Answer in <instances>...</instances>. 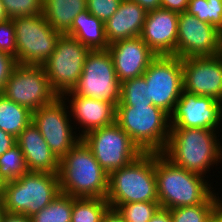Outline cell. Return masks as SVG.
<instances>
[{
	"label": "cell",
	"mask_w": 222,
	"mask_h": 222,
	"mask_svg": "<svg viewBox=\"0 0 222 222\" xmlns=\"http://www.w3.org/2000/svg\"><path fill=\"white\" fill-rule=\"evenodd\" d=\"M155 175L161 208L174 209L201 203H222L218 192L214 193L216 190H213L211 182L207 180L208 175L204 177L187 171L172 163L162 153H155Z\"/></svg>",
	"instance_id": "obj_1"
},
{
	"label": "cell",
	"mask_w": 222,
	"mask_h": 222,
	"mask_svg": "<svg viewBox=\"0 0 222 222\" xmlns=\"http://www.w3.org/2000/svg\"><path fill=\"white\" fill-rule=\"evenodd\" d=\"M218 133V130L202 128H170L162 154L175 165L206 177L211 168L222 161Z\"/></svg>",
	"instance_id": "obj_2"
},
{
	"label": "cell",
	"mask_w": 222,
	"mask_h": 222,
	"mask_svg": "<svg viewBox=\"0 0 222 222\" xmlns=\"http://www.w3.org/2000/svg\"><path fill=\"white\" fill-rule=\"evenodd\" d=\"M59 184L63 194L76 198H106L109 175L81 139L59 161Z\"/></svg>",
	"instance_id": "obj_3"
},
{
	"label": "cell",
	"mask_w": 222,
	"mask_h": 222,
	"mask_svg": "<svg viewBox=\"0 0 222 222\" xmlns=\"http://www.w3.org/2000/svg\"><path fill=\"white\" fill-rule=\"evenodd\" d=\"M116 123L143 153H162L170 134V115L153 103L116 106Z\"/></svg>",
	"instance_id": "obj_4"
},
{
	"label": "cell",
	"mask_w": 222,
	"mask_h": 222,
	"mask_svg": "<svg viewBox=\"0 0 222 222\" xmlns=\"http://www.w3.org/2000/svg\"><path fill=\"white\" fill-rule=\"evenodd\" d=\"M106 200L110 208L134 202H158L155 153H143L109 174Z\"/></svg>",
	"instance_id": "obj_5"
},
{
	"label": "cell",
	"mask_w": 222,
	"mask_h": 222,
	"mask_svg": "<svg viewBox=\"0 0 222 222\" xmlns=\"http://www.w3.org/2000/svg\"><path fill=\"white\" fill-rule=\"evenodd\" d=\"M60 193L58 174L28 171L20 178L7 181L1 197L7 213L31 217Z\"/></svg>",
	"instance_id": "obj_6"
},
{
	"label": "cell",
	"mask_w": 222,
	"mask_h": 222,
	"mask_svg": "<svg viewBox=\"0 0 222 222\" xmlns=\"http://www.w3.org/2000/svg\"><path fill=\"white\" fill-rule=\"evenodd\" d=\"M17 63L42 66L55 50L57 40L62 35L45 19L43 14L15 17Z\"/></svg>",
	"instance_id": "obj_7"
},
{
	"label": "cell",
	"mask_w": 222,
	"mask_h": 222,
	"mask_svg": "<svg viewBox=\"0 0 222 222\" xmlns=\"http://www.w3.org/2000/svg\"><path fill=\"white\" fill-rule=\"evenodd\" d=\"M70 92L76 96L104 100L118 105L121 100V83L116 76L108 49L89 52L82 74Z\"/></svg>",
	"instance_id": "obj_8"
},
{
	"label": "cell",
	"mask_w": 222,
	"mask_h": 222,
	"mask_svg": "<svg viewBox=\"0 0 222 222\" xmlns=\"http://www.w3.org/2000/svg\"><path fill=\"white\" fill-rule=\"evenodd\" d=\"M81 139L91 149L93 156L108 175L129 165L143 154L116 122L91 130Z\"/></svg>",
	"instance_id": "obj_9"
},
{
	"label": "cell",
	"mask_w": 222,
	"mask_h": 222,
	"mask_svg": "<svg viewBox=\"0 0 222 222\" xmlns=\"http://www.w3.org/2000/svg\"><path fill=\"white\" fill-rule=\"evenodd\" d=\"M142 77L146 81V100L171 115L183 90L182 59L157 56Z\"/></svg>",
	"instance_id": "obj_10"
},
{
	"label": "cell",
	"mask_w": 222,
	"mask_h": 222,
	"mask_svg": "<svg viewBox=\"0 0 222 222\" xmlns=\"http://www.w3.org/2000/svg\"><path fill=\"white\" fill-rule=\"evenodd\" d=\"M71 122L69 108L62 96L32 112V123L39 129L49 148L59 160L81 140V137L76 134L77 127Z\"/></svg>",
	"instance_id": "obj_11"
},
{
	"label": "cell",
	"mask_w": 222,
	"mask_h": 222,
	"mask_svg": "<svg viewBox=\"0 0 222 222\" xmlns=\"http://www.w3.org/2000/svg\"><path fill=\"white\" fill-rule=\"evenodd\" d=\"M91 50L68 35H61L55 50L42 65L51 88L62 96L70 91L82 74L87 55Z\"/></svg>",
	"instance_id": "obj_12"
},
{
	"label": "cell",
	"mask_w": 222,
	"mask_h": 222,
	"mask_svg": "<svg viewBox=\"0 0 222 222\" xmlns=\"http://www.w3.org/2000/svg\"><path fill=\"white\" fill-rule=\"evenodd\" d=\"M2 94L32 112L58 97L51 88L43 66L21 64L14 68Z\"/></svg>",
	"instance_id": "obj_13"
},
{
	"label": "cell",
	"mask_w": 222,
	"mask_h": 222,
	"mask_svg": "<svg viewBox=\"0 0 222 222\" xmlns=\"http://www.w3.org/2000/svg\"><path fill=\"white\" fill-rule=\"evenodd\" d=\"M222 53V33L188 12L179 13L177 57H212Z\"/></svg>",
	"instance_id": "obj_14"
},
{
	"label": "cell",
	"mask_w": 222,
	"mask_h": 222,
	"mask_svg": "<svg viewBox=\"0 0 222 222\" xmlns=\"http://www.w3.org/2000/svg\"><path fill=\"white\" fill-rule=\"evenodd\" d=\"M221 121L222 102L210 96H199L182 90L170 115V128L218 130Z\"/></svg>",
	"instance_id": "obj_15"
},
{
	"label": "cell",
	"mask_w": 222,
	"mask_h": 222,
	"mask_svg": "<svg viewBox=\"0 0 222 222\" xmlns=\"http://www.w3.org/2000/svg\"><path fill=\"white\" fill-rule=\"evenodd\" d=\"M183 90L222 102V53L182 59Z\"/></svg>",
	"instance_id": "obj_16"
},
{
	"label": "cell",
	"mask_w": 222,
	"mask_h": 222,
	"mask_svg": "<svg viewBox=\"0 0 222 222\" xmlns=\"http://www.w3.org/2000/svg\"><path fill=\"white\" fill-rule=\"evenodd\" d=\"M120 83L141 77L157 57L140 36L109 44L107 48Z\"/></svg>",
	"instance_id": "obj_17"
},
{
	"label": "cell",
	"mask_w": 222,
	"mask_h": 222,
	"mask_svg": "<svg viewBox=\"0 0 222 222\" xmlns=\"http://www.w3.org/2000/svg\"><path fill=\"white\" fill-rule=\"evenodd\" d=\"M178 16L163 8L147 13L140 37L157 56H177Z\"/></svg>",
	"instance_id": "obj_18"
},
{
	"label": "cell",
	"mask_w": 222,
	"mask_h": 222,
	"mask_svg": "<svg viewBox=\"0 0 222 222\" xmlns=\"http://www.w3.org/2000/svg\"><path fill=\"white\" fill-rule=\"evenodd\" d=\"M62 98L69 104L70 115L74 119L72 123L77 122L76 126H78V129L82 128L78 130L80 137H83L91 130L116 122V106L108 101L76 96L70 91L65 92Z\"/></svg>",
	"instance_id": "obj_19"
},
{
	"label": "cell",
	"mask_w": 222,
	"mask_h": 222,
	"mask_svg": "<svg viewBox=\"0 0 222 222\" xmlns=\"http://www.w3.org/2000/svg\"><path fill=\"white\" fill-rule=\"evenodd\" d=\"M16 142L23 153L28 171L58 174L60 160L32 122L18 135Z\"/></svg>",
	"instance_id": "obj_20"
},
{
	"label": "cell",
	"mask_w": 222,
	"mask_h": 222,
	"mask_svg": "<svg viewBox=\"0 0 222 222\" xmlns=\"http://www.w3.org/2000/svg\"><path fill=\"white\" fill-rule=\"evenodd\" d=\"M147 11L132 0H122L116 13L104 23L109 44L140 36Z\"/></svg>",
	"instance_id": "obj_21"
},
{
	"label": "cell",
	"mask_w": 222,
	"mask_h": 222,
	"mask_svg": "<svg viewBox=\"0 0 222 222\" xmlns=\"http://www.w3.org/2000/svg\"><path fill=\"white\" fill-rule=\"evenodd\" d=\"M65 35L77 39L90 50H106L109 47L104 22L87 9L75 17L71 29Z\"/></svg>",
	"instance_id": "obj_22"
},
{
	"label": "cell",
	"mask_w": 222,
	"mask_h": 222,
	"mask_svg": "<svg viewBox=\"0 0 222 222\" xmlns=\"http://www.w3.org/2000/svg\"><path fill=\"white\" fill-rule=\"evenodd\" d=\"M86 9V0H43V16L62 35L71 29L75 17Z\"/></svg>",
	"instance_id": "obj_23"
},
{
	"label": "cell",
	"mask_w": 222,
	"mask_h": 222,
	"mask_svg": "<svg viewBox=\"0 0 222 222\" xmlns=\"http://www.w3.org/2000/svg\"><path fill=\"white\" fill-rule=\"evenodd\" d=\"M32 122V111L0 93V129L15 138Z\"/></svg>",
	"instance_id": "obj_24"
},
{
	"label": "cell",
	"mask_w": 222,
	"mask_h": 222,
	"mask_svg": "<svg viewBox=\"0 0 222 222\" xmlns=\"http://www.w3.org/2000/svg\"><path fill=\"white\" fill-rule=\"evenodd\" d=\"M109 208L106 198L74 197L71 222H101Z\"/></svg>",
	"instance_id": "obj_25"
},
{
	"label": "cell",
	"mask_w": 222,
	"mask_h": 222,
	"mask_svg": "<svg viewBox=\"0 0 222 222\" xmlns=\"http://www.w3.org/2000/svg\"><path fill=\"white\" fill-rule=\"evenodd\" d=\"M74 197L60 193L48 206L32 215V222H71Z\"/></svg>",
	"instance_id": "obj_26"
},
{
	"label": "cell",
	"mask_w": 222,
	"mask_h": 222,
	"mask_svg": "<svg viewBox=\"0 0 222 222\" xmlns=\"http://www.w3.org/2000/svg\"><path fill=\"white\" fill-rule=\"evenodd\" d=\"M186 12L222 33V0H190Z\"/></svg>",
	"instance_id": "obj_27"
},
{
	"label": "cell",
	"mask_w": 222,
	"mask_h": 222,
	"mask_svg": "<svg viewBox=\"0 0 222 222\" xmlns=\"http://www.w3.org/2000/svg\"><path fill=\"white\" fill-rule=\"evenodd\" d=\"M26 172L25 158L17 144L0 156V176L5 182L20 178Z\"/></svg>",
	"instance_id": "obj_28"
},
{
	"label": "cell",
	"mask_w": 222,
	"mask_h": 222,
	"mask_svg": "<svg viewBox=\"0 0 222 222\" xmlns=\"http://www.w3.org/2000/svg\"><path fill=\"white\" fill-rule=\"evenodd\" d=\"M159 208V202H134L119 204L114 209L125 222H149Z\"/></svg>",
	"instance_id": "obj_29"
},
{
	"label": "cell",
	"mask_w": 222,
	"mask_h": 222,
	"mask_svg": "<svg viewBox=\"0 0 222 222\" xmlns=\"http://www.w3.org/2000/svg\"><path fill=\"white\" fill-rule=\"evenodd\" d=\"M222 203H201L169 209L173 222H204Z\"/></svg>",
	"instance_id": "obj_30"
},
{
	"label": "cell",
	"mask_w": 222,
	"mask_h": 222,
	"mask_svg": "<svg viewBox=\"0 0 222 222\" xmlns=\"http://www.w3.org/2000/svg\"><path fill=\"white\" fill-rule=\"evenodd\" d=\"M140 103H152L146 100V81L141 76L121 83V100L117 106H135Z\"/></svg>",
	"instance_id": "obj_31"
},
{
	"label": "cell",
	"mask_w": 222,
	"mask_h": 222,
	"mask_svg": "<svg viewBox=\"0 0 222 222\" xmlns=\"http://www.w3.org/2000/svg\"><path fill=\"white\" fill-rule=\"evenodd\" d=\"M8 18L43 14V0H2Z\"/></svg>",
	"instance_id": "obj_32"
},
{
	"label": "cell",
	"mask_w": 222,
	"mask_h": 222,
	"mask_svg": "<svg viewBox=\"0 0 222 222\" xmlns=\"http://www.w3.org/2000/svg\"><path fill=\"white\" fill-rule=\"evenodd\" d=\"M87 10L104 23L113 16L122 0H86Z\"/></svg>",
	"instance_id": "obj_33"
},
{
	"label": "cell",
	"mask_w": 222,
	"mask_h": 222,
	"mask_svg": "<svg viewBox=\"0 0 222 222\" xmlns=\"http://www.w3.org/2000/svg\"><path fill=\"white\" fill-rule=\"evenodd\" d=\"M0 51L14 56L17 60L15 27L10 18L0 22Z\"/></svg>",
	"instance_id": "obj_34"
},
{
	"label": "cell",
	"mask_w": 222,
	"mask_h": 222,
	"mask_svg": "<svg viewBox=\"0 0 222 222\" xmlns=\"http://www.w3.org/2000/svg\"><path fill=\"white\" fill-rule=\"evenodd\" d=\"M17 65L18 63L14 56L0 51V93L3 92L6 82Z\"/></svg>",
	"instance_id": "obj_35"
},
{
	"label": "cell",
	"mask_w": 222,
	"mask_h": 222,
	"mask_svg": "<svg viewBox=\"0 0 222 222\" xmlns=\"http://www.w3.org/2000/svg\"><path fill=\"white\" fill-rule=\"evenodd\" d=\"M190 0H160V8L176 13L186 12Z\"/></svg>",
	"instance_id": "obj_36"
},
{
	"label": "cell",
	"mask_w": 222,
	"mask_h": 222,
	"mask_svg": "<svg viewBox=\"0 0 222 222\" xmlns=\"http://www.w3.org/2000/svg\"><path fill=\"white\" fill-rule=\"evenodd\" d=\"M16 144L14 136L0 129V156Z\"/></svg>",
	"instance_id": "obj_37"
},
{
	"label": "cell",
	"mask_w": 222,
	"mask_h": 222,
	"mask_svg": "<svg viewBox=\"0 0 222 222\" xmlns=\"http://www.w3.org/2000/svg\"><path fill=\"white\" fill-rule=\"evenodd\" d=\"M149 222H173L169 209L159 208Z\"/></svg>",
	"instance_id": "obj_38"
},
{
	"label": "cell",
	"mask_w": 222,
	"mask_h": 222,
	"mask_svg": "<svg viewBox=\"0 0 222 222\" xmlns=\"http://www.w3.org/2000/svg\"><path fill=\"white\" fill-rule=\"evenodd\" d=\"M101 222H125V221L116 209L109 208L107 212L104 214Z\"/></svg>",
	"instance_id": "obj_39"
},
{
	"label": "cell",
	"mask_w": 222,
	"mask_h": 222,
	"mask_svg": "<svg viewBox=\"0 0 222 222\" xmlns=\"http://www.w3.org/2000/svg\"><path fill=\"white\" fill-rule=\"evenodd\" d=\"M1 222H32L31 218L24 214L5 213Z\"/></svg>",
	"instance_id": "obj_40"
},
{
	"label": "cell",
	"mask_w": 222,
	"mask_h": 222,
	"mask_svg": "<svg viewBox=\"0 0 222 222\" xmlns=\"http://www.w3.org/2000/svg\"><path fill=\"white\" fill-rule=\"evenodd\" d=\"M147 12L160 8V0H132Z\"/></svg>",
	"instance_id": "obj_41"
},
{
	"label": "cell",
	"mask_w": 222,
	"mask_h": 222,
	"mask_svg": "<svg viewBox=\"0 0 222 222\" xmlns=\"http://www.w3.org/2000/svg\"><path fill=\"white\" fill-rule=\"evenodd\" d=\"M204 222H222V204Z\"/></svg>",
	"instance_id": "obj_42"
},
{
	"label": "cell",
	"mask_w": 222,
	"mask_h": 222,
	"mask_svg": "<svg viewBox=\"0 0 222 222\" xmlns=\"http://www.w3.org/2000/svg\"><path fill=\"white\" fill-rule=\"evenodd\" d=\"M8 19L2 0H0V22Z\"/></svg>",
	"instance_id": "obj_43"
},
{
	"label": "cell",
	"mask_w": 222,
	"mask_h": 222,
	"mask_svg": "<svg viewBox=\"0 0 222 222\" xmlns=\"http://www.w3.org/2000/svg\"><path fill=\"white\" fill-rule=\"evenodd\" d=\"M6 210L3 205L2 197L0 196V222L2 221L3 216L5 215Z\"/></svg>",
	"instance_id": "obj_44"
},
{
	"label": "cell",
	"mask_w": 222,
	"mask_h": 222,
	"mask_svg": "<svg viewBox=\"0 0 222 222\" xmlns=\"http://www.w3.org/2000/svg\"><path fill=\"white\" fill-rule=\"evenodd\" d=\"M5 181L3 180V178L0 176V196L2 195L3 192V188L5 186Z\"/></svg>",
	"instance_id": "obj_45"
}]
</instances>
